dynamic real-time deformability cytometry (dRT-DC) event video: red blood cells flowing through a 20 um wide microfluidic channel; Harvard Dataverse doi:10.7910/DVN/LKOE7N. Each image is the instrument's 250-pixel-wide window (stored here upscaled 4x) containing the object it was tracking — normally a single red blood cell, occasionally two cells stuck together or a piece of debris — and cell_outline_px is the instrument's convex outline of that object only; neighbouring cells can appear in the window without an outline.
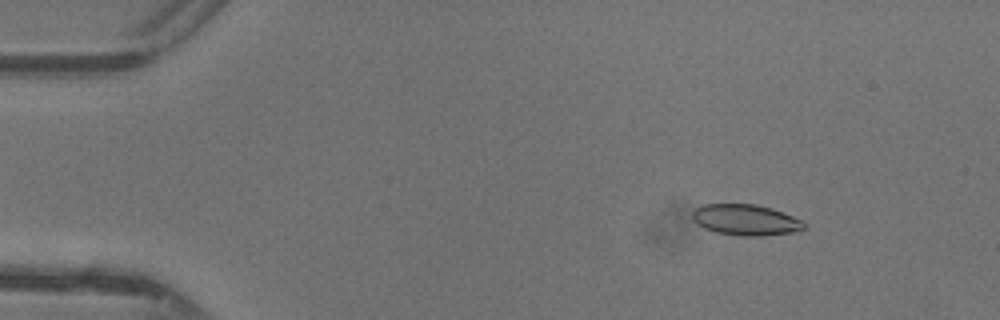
{"species": "common noctule bat (a hibernating species)", "species_latin": "Nyctalus noctula", "temperature_condition": "warm", "stored_images_in_passage": 42, "camera_frame_rate_fps": 3000, "um_per_image_px": 0.085, "animal": {"sex": "female"}, "frame": {"image": 1, "passage_image": 1, "time_ms": 0.0, "image_size_px": [1000, 320], "cell_outline_px": [[804, 228], [796, 232], [764, 236], [740, 236], [716, 232], [704, 228], [696, 224], [692, 220], [692, 208], [704, 204], [756, 204], [772, 208], [792, 216], [800, 220], [804, 224]], "centroid_in_image_um": [63.33, 18.69], "position_along_channel_um": 21.7, "area_um2": 20.35}}
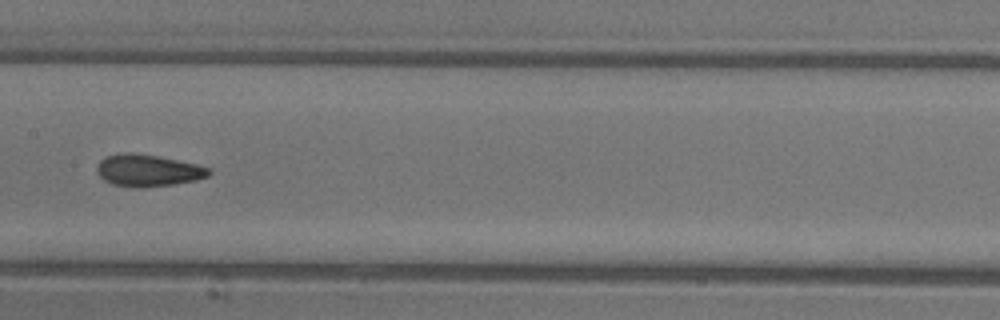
{"frame": {"image": 2, "passage_image": 19, "time_ms": 6.0, "image_size_px": [1000, 320], "cell_outline_px": [[212, 172], [208, 176], [196, 180], [172, 184], [112, 184], [104, 180], [96, 172], [96, 168], [100, 160], [104, 156], [120, 152], [132, 152], [156, 156], [196, 164], [212, 168]], "centroid_in_image_um": [12.57, 14.42], "position_along_channel_um": 194.8, "area_um2": 20.06}}
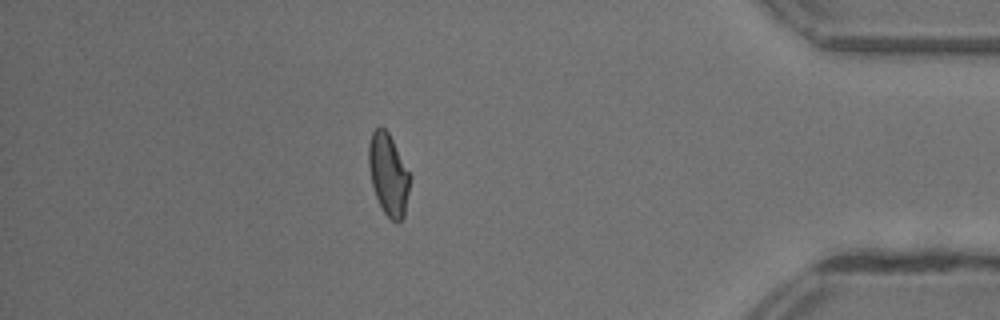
{"frame": {"image": 3, "passage_image": 36, "time_ms": 11.667, "image_size_px": [1000, 320], "cell_outline_px": [[412, 176], [404, 216], [396, 224], [384, 212], [376, 196], [372, 184], [368, 168], [368, 144], [372, 132], [380, 124], [388, 132]], "centroid_in_image_um": [33.02, 14.81], "position_along_channel_um": 402.2, "area_um2": 19.83}, "authors_computed_cell_mechanics": {"area_um2": 20.1722, "velocity_mm_per_s": 4.4006, "shape_relaxation_time_tau1_ms": null, "shape_relaxation_time_tau2_ms": 1.52, "deformation_change_tau1": null, "deformation_change_tau2": 0.0838}}